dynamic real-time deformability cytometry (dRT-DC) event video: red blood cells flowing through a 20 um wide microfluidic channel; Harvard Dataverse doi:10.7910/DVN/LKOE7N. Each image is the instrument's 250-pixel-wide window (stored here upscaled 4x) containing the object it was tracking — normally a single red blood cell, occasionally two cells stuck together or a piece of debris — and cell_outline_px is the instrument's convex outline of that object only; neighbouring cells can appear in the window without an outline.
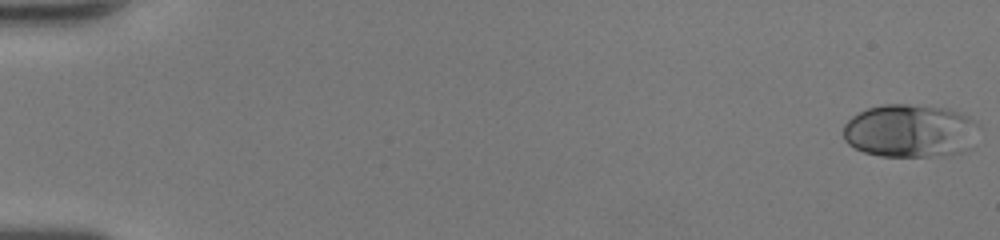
{"species": "human", "species_latin": "Homo sapiens", "temperature_condition": "room temperature", "stored_images_in_passage": 50, "camera_frame_rate_fps": 3000, "um_per_image_px": 0.085, "donor": {"sex": "female"}, "frame": {"image": 1, "passage_image": 1, "time_ms": 0.0, "image_size_px": [1000, 240], "cell_outline_px": [[980, 128], [972, 148], [964, 152], [928, 156], [880, 156], [864, 152], [848, 144], [844, 140], [844, 124], [852, 116], [868, 108], [884, 104], [904, 104], [948, 108], [960, 112], [976, 120], [980, 124]], "centroid_in_image_um": [77.42, 11.12], "position_along_channel_um": 7.6, "area_um2": 42.48}}
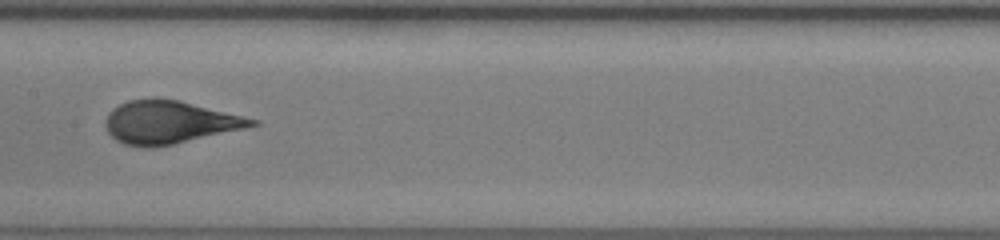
{"frame": {"image": 2, "passage_image": 27, "time_ms": 8.667, "image_size_px": [1000, 240], "cell_outline_px": [[260, 124], [244, 128], [172, 144], [152, 148], [144, 148], [124, 144], [116, 140], [108, 132], [104, 124], [104, 120], [108, 112], [112, 108], [128, 100], [156, 96], [176, 100], [260, 120]], "centroid_in_image_um": [14.32, 10.38], "position_along_channel_um": 193.1, "area_um2": 36.53}}
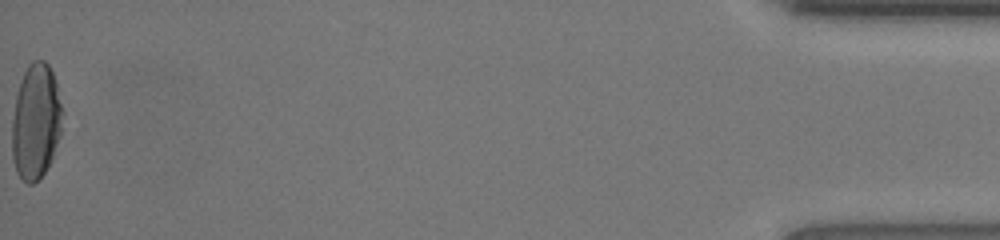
{"frame": {"image": 3, "passage_image": 50, "time_ms": 16.333, "image_size_px": [1000, 240], "cell_outline_px": [[64, 112], [60, 136], [52, 160], [44, 172], [32, 184], [28, 184], [16, 172], [12, 160], [12, 120], [16, 96], [24, 72], [28, 64], [32, 60], [44, 60], [48, 64], [56, 80]], "centroid_in_image_um": [3.07, 10.32], "position_along_channel_um": 432.1, "area_um2": 34.28}, "authors_computed_cell_mechanics": {"area_um2": 36.9053, "velocity_mm_per_s": 4.3491, "shape_relaxation_time_tau1_ms": 4.828, "shape_relaxation_time_tau2_ms": null, "deformation_change_tau1": 0.2355, "deformation_change_tau2": null}}